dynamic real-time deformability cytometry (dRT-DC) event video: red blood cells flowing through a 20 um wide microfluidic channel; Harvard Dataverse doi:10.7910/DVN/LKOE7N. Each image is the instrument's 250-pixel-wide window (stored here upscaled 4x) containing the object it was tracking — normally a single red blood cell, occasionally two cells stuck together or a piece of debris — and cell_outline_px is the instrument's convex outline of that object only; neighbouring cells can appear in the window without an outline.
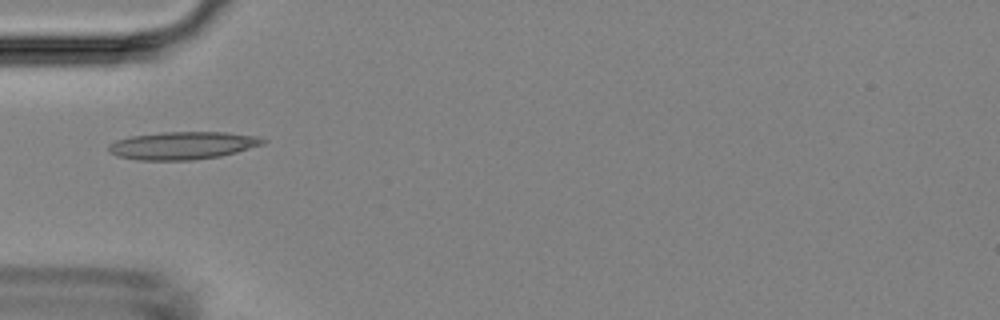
{"species": "Egyptian fruit bat (a non-hibernating species)", "species_latin": "Rousettus aegyptiacus", "temperature_condition": "room temperature", "stored_images_in_passage": 4, "camera_frame_rate_fps": 3000, "um_per_image_px": 0.085, "animal": {"sex": "female"}, "frame": {"image": 1, "passage_image": 4, "time_ms": 4.0, "image_size_px": [1000, 320], "cell_outline_px": [[268, 140], [264, 144], [236, 152], [220, 156], [192, 160], [136, 160], [116, 156], [108, 152], [108, 144], [116, 140], [132, 136], [160, 132], [224, 132], [260, 136]], "centroid_in_image_um": [15.52, 12.36], "position_along_channel_um": 69.5, "area_um2": 25.14}}